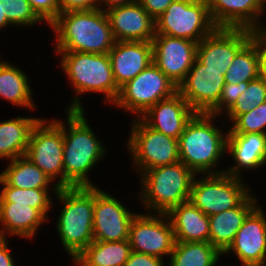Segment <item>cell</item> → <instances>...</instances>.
I'll list each match as a JSON object with an SVG mask.
<instances>
[{
  "instance_id": "cell-1",
  "label": "cell",
  "mask_w": 266,
  "mask_h": 266,
  "mask_svg": "<svg viewBox=\"0 0 266 266\" xmlns=\"http://www.w3.org/2000/svg\"><path fill=\"white\" fill-rule=\"evenodd\" d=\"M79 101L76 96L68 108V132L63 122L53 120L63 131L64 187L94 186L87 173L105 154L104 146L87 124Z\"/></svg>"
},
{
  "instance_id": "cell-2",
  "label": "cell",
  "mask_w": 266,
  "mask_h": 266,
  "mask_svg": "<svg viewBox=\"0 0 266 266\" xmlns=\"http://www.w3.org/2000/svg\"><path fill=\"white\" fill-rule=\"evenodd\" d=\"M50 26L56 52L108 54L116 42L104 8L60 13Z\"/></svg>"
},
{
  "instance_id": "cell-3",
  "label": "cell",
  "mask_w": 266,
  "mask_h": 266,
  "mask_svg": "<svg viewBox=\"0 0 266 266\" xmlns=\"http://www.w3.org/2000/svg\"><path fill=\"white\" fill-rule=\"evenodd\" d=\"M62 203L57 232L62 245L74 260L93 240L95 186L53 188Z\"/></svg>"
},
{
  "instance_id": "cell-4",
  "label": "cell",
  "mask_w": 266,
  "mask_h": 266,
  "mask_svg": "<svg viewBox=\"0 0 266 266\" xmlns=\"http://www.w3.org/2000/svg\"><path fill=\"white\" fill-rule=\"evenodd\" d=\"M214 117L209 113H196L178 139L179 159L195 175L224 173L210 169L227 150V133L225 136L212 124Z\"/></svg>"
},
{
  "instance_id": "cell-5",
  "label": "cell",
  "mask_w": 266,
  "mask_h": 266,
  "mask_svg": "<svg viewBox=\"0 0 266 266\" xmlns=\"http://www.w3.org/2000/svg\"><path fill=\"white\" fill-rule=\"evenodd\" d=\"M196 175L181 161L151 168L141 173L142 205L158 213L189 201L191 185Z\"/></svg>"
},
{
  "instance_id": "cell-6",
  "label": "cell",
  "mask_w": 266,
  "mask_h": 266,
  "mask_svg": "<svg viewBox=\"0 0 266 266\" xmlns=\"http://www.w3.org/2000/svg\"><path fill=\"white\" fill-rule=\"evenodd\" d=\"M62 54L61 67L70 78L78 94L105 93L106 100L114 103L120 88L117 86L109 54L57 52Z\"/></svg>"
},
{
  "instance_id": "cell-7",
  "label": "cell",
  "mask_w": 266,
  "mask_h": 266,
  "mask_svg": "<svg viewBox=\"0 0 266 266\" xmlns=\"http://www.w3.org/2000/svg\"><path fill=\"white\" fill-rule=\"evenodd\" d=\"M216 28L207 0H175L155 19V34L184 38L197 43Z\"/></svg>"
},
{
  "instance_id": "cell-8",
  "label": "cell",
  "mask_w": 266,
  "mask_h": 266,
  "mask_svg": "<svg viewBox=\"0 0 266 266\" xmlns=\"http://www.w3.org/2000/svg\"><path fill=\"white\" fill-rule=\"evenodd\" d=\"M205 175L201 180L194 177L189 201L207 216L235 208L250 195L241 178L225 172Z\"/></svg>"
},
{
  "instance_id": "cell-9",
  "label": "cell",
  "mask_w": 266,
  "mask_h": 266,
  "mask_svg": "<svg viewBox=\"0 0 266 266\" xmlns=\"http://www.w3.org/2000/svg\"><path fill=\"white\" fill-rule=\"evenodd\" d=\"M178 92V87L153 62L135 78L120 87L114 105L132 113L144 114L160 100Z\"/></svg>"
},
{
  "instance_id": "cell-10",
  "label": "cell",
  "mask_w": 266,
  "mask_h": 266,
  "mask_svg": "<svg viewBox=\"0 0 266 266\" xmlns=\"http://www.w3.org/2000/svg\"><path fill=\"white\" fill-rule=\"evenodd\" d=\"M131 129L128 148L139 173L180 161L177 139L153 130L141 119L134 120Z\"/></svg>"
},
{
  "instance_id": "cell-11",
  "label": "cell",
  "mask_w": 266,
  "mask_h": 266,
  "mask_svg": "<svg viewBox=\"0 0 266 266\" xmlns=\"http://www.w3.org/2000/svg\"><path fill=\"white\" fill-rule=\"evenodd\" d=\"M41 119L33 128L25 157L39 167L50 179H58L59 188H64L63 131L54 122Z\"/></svg>"
},
{
  "instance_id": "cell-12",
  "label": "cell",
  "mask_w": 266,
  "mask_h": 266,
  "mask_svg": "<svg viewBox=\"0 0 266 266\" xmlns=\"http://www.w3.org/2000/svg\"><path fill=\"white\" fill-rule=\"evenodd\" d=\"M128 241L132 251L160 258L170 256L176 243L174 230L165 213H159V217L136 214L130 224Z\"/></svg>"
},
{
  "instance_id": "cell-13",
  "label": "cell",
  "mask_w": 266,
  "mask_h": 266,
  "mask_svg": "<svg viewBox=\"0 0 266 266\" xmlns=\"http://www.w3.org/2000/svg\"><path fill=\"white\" fill-rule=\"evenodd\" d=\"M227 71H214L195 59L178 93L196 113H209L220 101Z\"/></svg>"
},
{
  "instance_id": "cell-14",
  "label": "cell",
  "mask_w": 266,
  "mask_h": 266,
  "mask_svg": "<svg viewBox=\"0 0 266 266\" xmlns=\"http://www.w3.org/2000/svg\"><path fill=\"white\" fill-rule=\"evenodd\" d=\"M241 28H216L197 46L196 59L214 71H227L236 54L255 36Z\"/></svg>"
},
{
  "instance_id": "cell-15",
  "label": "cell",
  "mask_w": 266,
  "mask_h": 266,
  "mask_svg": "<svg viewBox=\"0 0 266 266\" xmlns=\"http://www.w3.org/2000/svg\"><path fill=\"white\" fill-rule=\"evenodd\" d=\"M152 46L153 63L178 87L194 64L198 43L155 34Z\"/></svg>"
},
{
  "instance_id": "cell-16",
  "label": "cell",
  "mask_w": 266,
  "mask_h": 266,
  "mask_svg": "<svg viewBox=\"0 0 266 266\" xmlns=\"http://www.w3.org/2000/svg\"><path fill=\"white\" fill-rule=\"evenodd\" d=\"M136 213L129 212L110 194L95 187L93 238L96 241L128 240L130 224Z\"/></svg>"
},
{
  "instance_id": "cell-17",
  "label": "cell",
  "mask_w": 266,
  "mask_h": 266,
  "mask_svg": "<svg viewBox=\"0 0 266 266\" xmlns=\"http://www.w3.org/2000/svg\"><path fill=\"white\" fill-rule=\"evenodd\" d=\"M256 206L245 218L229 248L223 253L234 252L242 265L265 266L266 218Z\"/></svg>"
},
{
  "instance_id": "cell-18",
  "label": "cell",
  "mask_w": 266,
  "mask_h": 266,
  "mask_svg": "<svg viewBox=\"0 0 266 266\" xmlns=\"http://www.w3.org/2000/svg\"><path fill=\"white\" fill-rule=\"evenodd\" d=\"M115 41L152 42L155 20L136 0L105 10Z\"/></svg>"
},
{
  "instance_id": "cell-19",
  "label": "cell",
  "mask_w": 266,
  "mask_h": 266,
  "mask_svg": "<svg viewBox=\"0 0 266 266\" xmlns=\"http://www.w3.org/2000/svg\"><path fill=\"white\" fill-rule=\"evenodd\" d=\"M210 16L217 28L249 29L256 33L266 32L260 22L265 8L264 0H207Z\"/></svg>"
},
{
  "instance_id": "cell-20",
  "label": "cell",
  "mask_w": 266,
  "mask_h": 266,
  "mask_svg": "<svg viewBox=\"0 0 266 266\" xmlns=\"http://www.w3.org/2000/svg\"><path fill=\"white\" fill-rule=\"evenodd\" d=\"M195 114L188 102L176 92L157 102L139 118L153 130L178 140Z\"/></svg>"
},
{
  "instance_id": "cell-21",
  "label": "cell",
  "mask_w": 266,
  "mask_h": 266,
  "mask_svg": "<svg viewBox=\"0 0 266 266\" xmlns=\"http://www.w3.org/2000/svg\"><path fill=\"white\" fill-rule=\"evenodd\" d=\"M108 54L113 76L119 88L153 62L152 42L116 41Z\"/></svg>"
},
{
  "instance_id": "cell-22",
  "label": "cell",
  "mask_w": 266,
  "mask_h": 266,
  "mask_svg": "<svg viewBox=\"0 0 266 266\" xmlns=\"http://www.w3.org/2000/svg\"><path fill=\"white\" fill-rule=\"evenodd\" d=\"M227 151L237 163L224 172L241 178L240 169H253L266 163V134L227 133Z\"/></svg>"
},
{
  "instance_id": "cell-23",
  "label": "cell",
  "mask_w": 266,
  "mask_h": 266,
  "mask_svg": "<svg viewBox=\"0 0 266 266\" xmlns=\"http://www.w3.org/2000/svg\"><path fill=\"white\" fill-rule=\"evenodd\" d=\"M256 198L250 195L237 207L209 217V242L222 254L232 244L247 215L256 207Z\"/></svg>"
},
{
  "instance_id": "cell-24",
  "label": "cell",
  "mask_w": 266,
  "mask_h": 266,
  "mask_svg": "<svg viewBox=\"0 0 266 266\" xmlns=\"http://www.w3.org/2000/svg\"><path fill=\"white\" fill-rule=\"evenodd\" d=\"M166 215L177 242H209V217L190 201L171 208Z\"/></svg>"
},
{
  "instance_id": "cell-25",
  "label": "cell",
  "mask_w": 266,
  "mask_h": 266,
  "mask_svg": "<svg viewBox=\"0 0 266 266\" xmlns=\"http://www.w3.org/2000/svg\"><path fill=\"white\" fill-rule=\"evenodd\" d=\"M46 217L36 208L34 204L0 202V223L3 230L0 237H5V232L10 235L32 238ZM5 230V231H4Z\"/></svg>"
},
{
  "instance_id": "cell-26",
  "label": "cell",
  "mask_w": 266,
  "mask_h": 266,
  "mask_svg": "<svg viewBox=\"0 0 266 266\" xmlns=\"http://www.w3.org/2000/svg\"><path fill=\"white\" fill-rule=\"evenodd\" d=\"M41 119L17 117L0 122V158L25 156L33 128Z\"/></svg>"
},
{
  "instance_id": "cell-27",
  "label": "cell",
  "mask_w": 266,
  "mask_h": 266,
  "mask_svg": "<svg viewBox=\"0 0 266 266\" xmlns=\"http://www.w3.org/2000/svg\"><path fill=\"white\" fill-rule=\"evenodd\" d=\"M132 248L128 240H93L73 262L80 266H124L130 257Z\"/></svg>"
},
{
  "instance_id": "cell-28",
  "label": "cell",
  "mask_w": 266,
  "mask_h": 266,
  "mask_svg": "<svg viewBox=\"0 0 266 266\" xmlns=\"http://www.w3.org/2000/svg\"><path fill=\"white\" fill-rule=\"evenodd\" d=\"M0 178L8 185L22 189H48L53 181L27 157L11 160L7 168L0 173Z\"/></svg>"
},
{
  "instance_id": "cell-29",
  "label": "cell",
  "mask_w": 266,
  "mask_h": 266,
  "mask_svg": "<svg viewBox=\"0 0 266 266\" xmlns=\"http://www.w3.org/2000/svg\"><path fill=\"white\" fill-rule=\"evenodd\" d=\"M28 79L19 68L0 62V96L16 106L34 109Z\"/></svg>"
},
{
  "instance_id": "cell-30",
  "label": "cell",
  "mask_w": 266,
  "mask_h": 266,
  "mask_svg": "<svg viewBox=\"0 0 266 266\" xmlns=\"http://www.w3.org/2000/svg\"><path fill=\"white\" fill-rule=\"evenodd\" d=\"M260 77L258 33L236 54L225 74V82L239 84Z\"/></svg>"
},
{
  "instance_id": "cell-31",
  "label": "cell",
  "mask_w": 266,
  "mask_h": 266,
  "mask_svg": "<svg viewBox=\"0 0 266 266\" xmlns=\"http://www.w3.org/2000/svg\"><path fill=\"white\" fill-rule=\"evenodd\" d=\"M222 253L210 242H177L168 266H215Z\"/></svg>"
},
{
  "instance_id": "cell-32",
  "label": "cell",
  "mask_w": 266,
  "mask_h": 266,
  "mask_svg": "<svg viewBox=\"0 0 266 266\" xmlns=\"http://www.w3.org/2000/svg\"><path fill=\"white\" fill-rule=\"evenodd\" d=\"M0 184L3 185L0 193V202L34 204L45 217L51 208L52 202L48 194V189H22L8 186L1 178Z\"/></svg>"
},
{
  "instance_id": "cell-33",
  "label": "cell",
  "mask_w": 266,
  "mask_h": 266,
  "mask_svg": "<svg viewBox=\"0 0 266 266\" xmlns=\"http://www.w3.org/2000/svg\"><path fill=\"white\" fill-rule=\"evenodd\" d=\"M265 101L266 79L259 77L249 82L247 89L240 94L236 103L227 112L229 120L234 121L239 115L250 112Z\"/></svg>"
},
{
  "instance_id": "cell-34",
  "label": "cell",
  "mask_w": 266,
  "mask_h": 266,
  "mask_svg": "<svg viewBox=\"0 0 266 266\" xmlns=\"http://www.w3.org/2000/svg\"><path fill=\"white\" fill-rule=\"evenodd\" d=\"M232 123L233 126L227 133H262L266 134V101L257 105L250 112L239 115Z\"/></svg>"
},
{
  "instance_id": "cell-35",
  "label": "cell",
  "mask_w": 266,
  "mask_h": 266,
  "mask_svg": "<svg viewBox=\"0 0 266 266\" xmlns=\"http://www.w3.org/2000/svg\"><path fill=\"white\" fill-rule=\"evenodd\" d=\"M3 14L11 23L21 26H31L42 20L33 11L28 0H1Z\"/></svg>"
},
{
  "instance_id": "cell-36",
  "label": "cell",
  "mask_w": 266,
  "mask_h": 266,
  "mask_svg": "<svg viewBox=\"0 0 266 266\" xmlns=\"http://www.w3.org/2000/svg\"><path fill=\"white\" fill-rule=\"evenodd\" d=\"M249 82L250 81H244L239 84L226 83L222 89L219 103L209 112V114L218 116V114L220 115L222 110H224L223 108L228 112L236 103L240 94L247 89Z\"/></svg>"
},
{
  "instance_id": "cell-37",
  "label": "cell",
  "mask_w": 266,
  "mask_h": 266,
  "mask_svg": "<svg viewBox=\"0 0 266 266\" xmlns=\"http://www.w3.org/2000/svg\"><path fill=\"white\" fill-rule=\"evenodd\" d=\"M33 11L50 25L60 14L58 0H28Z\"/></svg>"
},
{
  "instance_id": "cell-38",
  "label": "cell",
  "mask_w": 266,
  "mask_h": 266,
  "mask_svg": "<svg viewBox=\"0 0 266 266\" xmlns=\"http://www.w3.org/2000/svg\"><path fill=\"white\" fill-rule=\"evenodd\" d=\"M96 3L99 0H58L60 13L101 8Z\"/></svg>"
},
{
  "instance_id": "cell-39",
  "label": "cell",
  "mask_w": 266,
  "mask_h": 266,
  "mask_svg": "<svg viewBox=\"0 0 266 266\" xmlns=\"http://www.w3.org/2000/svg\"><path fill=\"white\" fill-rule=\"evenodd\" d=\"M124 266H164V264L160 257L132 251Z\"/></svg>"
},
{
  "instance_id": "cell-40",
  "label": "cell",
  "mask_w": 266,
  "mask_h": 266,
  "mask_svg": "<svg viewBox=\"0 0 266 266\" xmlns=\"http://www.w3.org/2000/svg\"><path fill=\"white\" fill-rule=\"evenodd\" d=\"M140 5L148 12V14L155 20L175 0H137Z\"/></svg>"
},
{
  "instance_id": "cell-41",
  "label": "cell",
  "mask_w": 266,
  "mask_h": 266,
  "mask_svg": "<svg viewBox=\"0 0 266 266\" xmlns=\"http://www.w3.org/2000/svg\"><path fill=\"white\" fill-rule=\"evenodd\" d=\"M258 53L260 56V77L266 79V32H258Z\"/></svg>"
},
{
  "instance_id": "cell-42",
  "label": "cell",
  "mask_w": 266,
  "mask_h": 266,
  "mask_svg": "<svg viewBox=\"0 0 266 266\" xmlns=\"http://www.w3.org/2000/svg\"><path fill=\"white\" fill-rule=\"evenodd\" d=\"M6 238H0V266H15Z\"/></svg>"
},
{
  "instance_id": "cell-43",
  "label": "cell",
  "mask_w": 266,
  "mask_h": 266,
  "mask_svg": "<svg viewBox=\"0 0 266 266\" xmlns=\"http://www.w3.org/2000/svg\"><path fill=\"white\" fill-rule=\"evenodd\" d=\"M136 0H99V3L103 2L107 6L104 10L115 7V6H122L126 4H130L135 2Z\"/></svg>"
},
{
  "instance_id": "cell-44",
  "label": "cell",
  "mask_w": 266,
  "mask_h": 266,
  "mask_svg": "<svg viewBox=\"0 0 266 266\" xmlns=\"http://www.w3.org/2000/svg\"><path fill=\"white\" fill-rule=\"evenodd\" d=\"M7 25H11V23L7 20L5 14H3V2L0 0V28H4Z\"/></svg>"
}]
</instances>
